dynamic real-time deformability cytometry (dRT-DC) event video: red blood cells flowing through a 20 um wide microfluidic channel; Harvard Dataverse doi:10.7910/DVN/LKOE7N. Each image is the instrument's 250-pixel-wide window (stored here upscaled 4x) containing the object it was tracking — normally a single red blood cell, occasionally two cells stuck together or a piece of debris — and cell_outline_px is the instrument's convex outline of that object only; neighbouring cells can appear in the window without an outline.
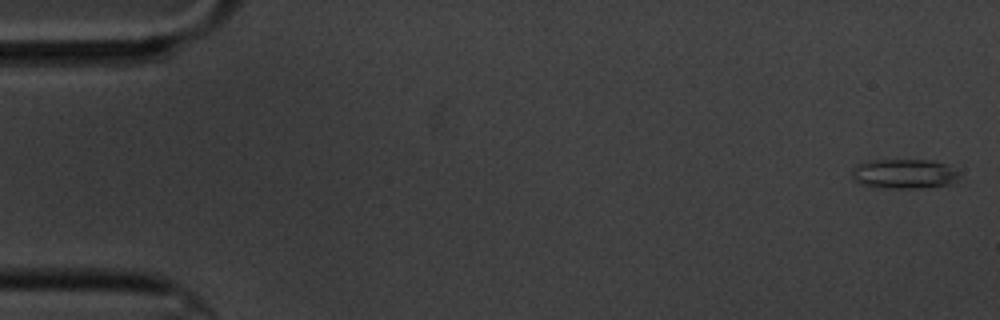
{"species": "common noctule bat (a hibernating species)", "species_latin": "Nyctalus noctula", "temperature_condition": "cold", "stored_images_in_passage": 7, "camera_frame_rate_fps": 3000, "um_per_image_px": 0.085, "animal": {"sex": "male", "body_mass_g": 20.1, "forearm_length_mm": 53.5}, "frame": {"image": 1, "passage_image": 1, "time_ms": 0.0, "image_size_px": [1000, 320], "cell_outline_px": [[960, 176], [952, 184], [912, 188], [884, 188], [860, 184], [852, 176], [852, 168], [856, 164], [872, 160], [928, 160], [948, 164], [960, 172]], "centroid_in_image_um": [76.87, 14.77], "position_along_channel_um": 8.1, "area_um2": 18.61}}
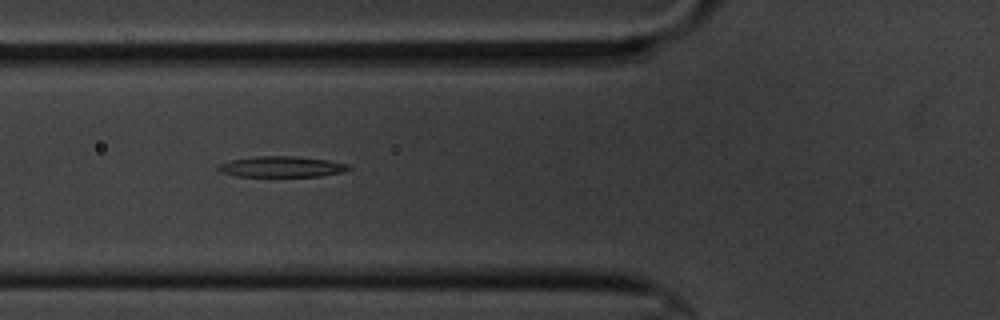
{"frame": {"image": 2, "passage_image": 6, "time_ms": 6.667, "image_size_px": [1000, 320], "cell_outline_px": [[352, 168], [344, 172], [320, 176], [236, 176], [220, 172], [216, 168], [216, 164], [232, 160], [256, 156], [296, 156], [328, 160], [348, 164]], "centroid_in_image_um": [23.93, 14.17], "position_along_channel_um": 101.9, "area_um2": 15.9}}
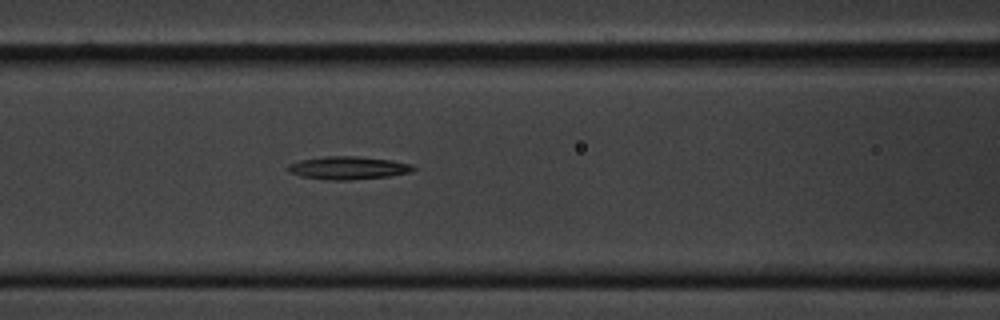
{"frame": {"image": 3, "passage_image": 7, "time_ms": 7.667, "image_size_px": [1000, 320], "cell_outline_px": [[416, 168], [408, 172], [388, 176], [348, 180], [328, 180], [300, 176], [288, 172], [288, 164], [300, 160], [324, 156], [356, 156], [392, 160], [412, 164]], "centroid_in_image_um": [29.55, 14.26], "position_along_channel_um": 137.0, "area_um2": 16.7}}